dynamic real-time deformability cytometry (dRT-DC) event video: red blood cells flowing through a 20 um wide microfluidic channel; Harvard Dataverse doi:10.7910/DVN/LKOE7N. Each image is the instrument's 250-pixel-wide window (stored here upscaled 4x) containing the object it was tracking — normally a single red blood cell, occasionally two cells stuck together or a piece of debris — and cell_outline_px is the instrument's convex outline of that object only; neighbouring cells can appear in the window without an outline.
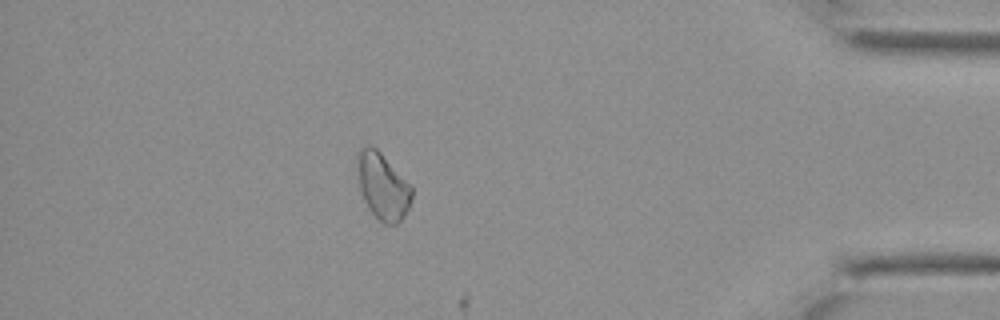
{"species": "Egyptian fruit bat (a non-hibernating species)", "species_latin": "Rousettus aegyptiacus", "temperature_condition": "cold", "stored_images_in_passage": 27, "camera_frame_rate_fps": 3000, "um_per_image_px": 0.085, "animal": {"sex": "female"}, "frame": {"image": 1, "passage_image": 23, "time_ms": 7.333, "image_size_px": [1000, 320], "cell_outline_px": [[412, 200], [404, 216], [396, 224], [384, 224], [368, 208], [364, 200], [360, 188], [356, 160], [356, 156], [360, 148], [364, 144], [372, 144], [380, 152], [412, 188]], "centroid_in_image_um": [32.5, 15.8], "position_along_channel_um": 402.7, "area_um2": 20.87}}